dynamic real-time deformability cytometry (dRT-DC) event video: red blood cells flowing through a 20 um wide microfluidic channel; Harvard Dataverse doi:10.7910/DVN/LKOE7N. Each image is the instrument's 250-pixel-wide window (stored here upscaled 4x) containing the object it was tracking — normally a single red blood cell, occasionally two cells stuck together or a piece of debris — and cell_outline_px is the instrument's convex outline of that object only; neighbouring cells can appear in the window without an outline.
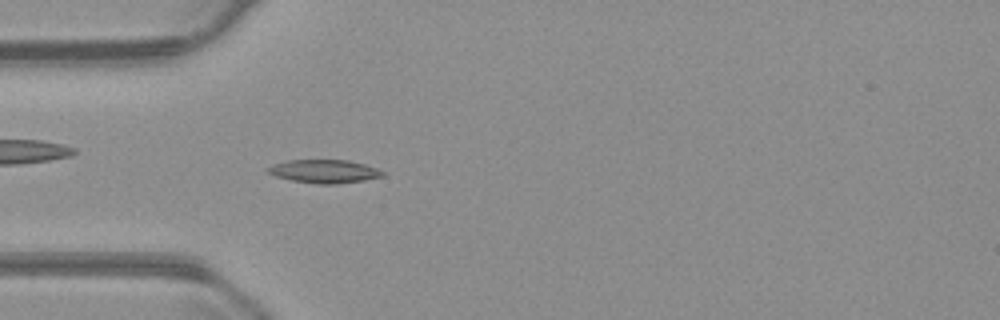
{"species": "common noctule bat (a hibernating species)", "species_latin": "Nyctalus noctula", "temperature_condition": "warm", "stored_images_in_passage": 55, "camera_frame_rate_fps": 3000, "um_per_image_px": 0.085, "animal": {"sex": "male", "body_mass_g": 23.1, "forearm_length_mm": 52.7}, "frame": {"image": 1, "passage_image": 16, "time_ms": 5.0, "image_size_px": [1000, 320], "cell_outline_px": [[384, 176], [364, 180], [336, 184], [316, 184], [292, 180], [276, 176], [268, 172], [264, 168], [272, 164], [288, 160], [348, 160], [364, 164], [376, 168], [384, 172]], "centroid_in_image_um": [27.54, 14.56], "position_along_channel_um": 57.5, "area_um2": 15.61}}
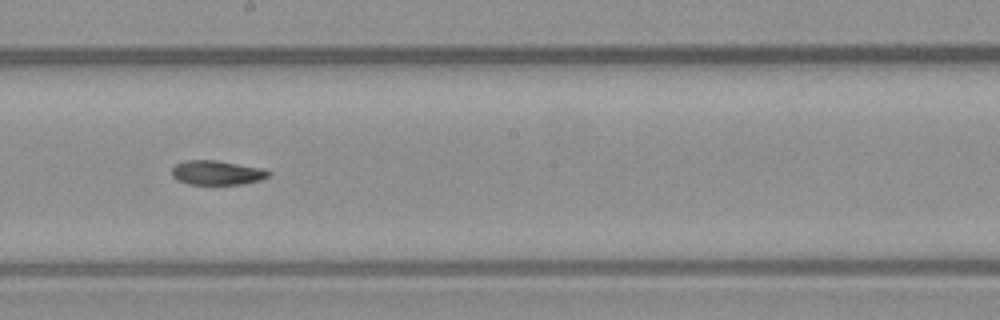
{"frame": {"image": 2, "passage_image": 30, "time_ms": 9.667, "image_size_px": [1000, 320], "cell_outline_px": [[272, 172], [268, 176], [260, 180], [244, 184], [188, 184], [176, 180], [172, 176], [172, 168], [176, 164], [184, 160], [216, 160], [264, 168]], "centroid_in_image_um": [18.44, 14.67], "position_along_channel_um": 229.8, "area_um2": 13.87}}
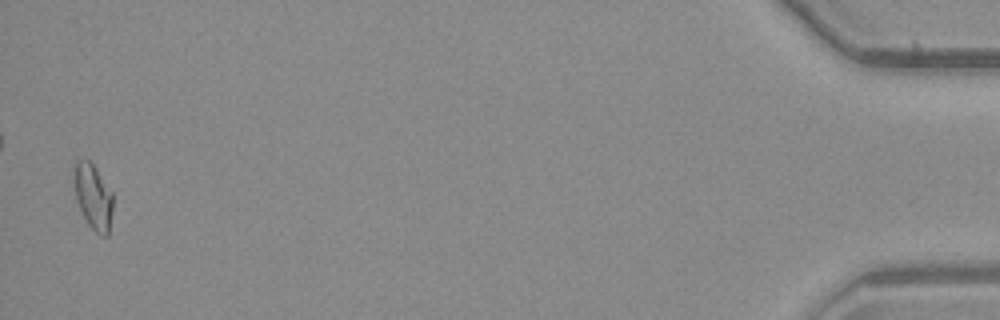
{"frame": {"image": 3, "passage_image": 54, "time_ms": 17.667, "image_size_px": [1000, 320], "cell_outline_px": [[112, 212], [108, 236], [100, 236], [88, 224], [76, 200], [72, 180], [76, 160], [88, 160], [96, 168], [112, 192]], "centroid_in_image_um": [7.9, 16.71], "position_along_channel_um": 427.3, "area_um2": 14.85}}